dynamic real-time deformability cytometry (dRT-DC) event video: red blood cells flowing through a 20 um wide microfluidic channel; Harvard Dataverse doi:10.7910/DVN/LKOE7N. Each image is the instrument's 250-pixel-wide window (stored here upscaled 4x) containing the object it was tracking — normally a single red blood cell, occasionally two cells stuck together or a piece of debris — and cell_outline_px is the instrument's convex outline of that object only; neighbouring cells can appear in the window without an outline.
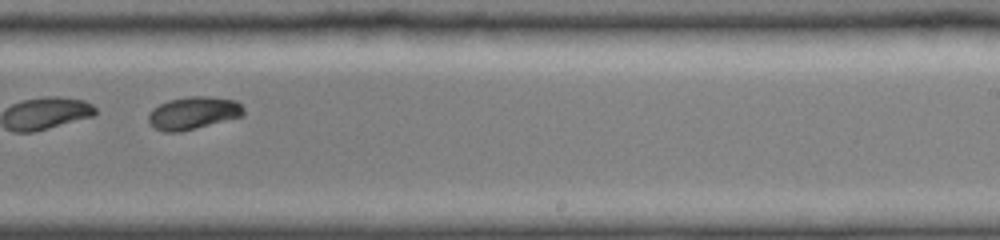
{"species": "common noctule bat (a hibernating species)", "species_latin": "Nyctalus noctula", "temperature_condition": "cold", "stored_images_in_passage": 38, "camera_frame_rate_fps": 3000, "um_per_image_px": 0.085, "animal": {"sex": "female", "body_mass_g": 19.0, "forearm_length_mm": 51.5}, "frame": {"image": 1, "passage_image": 31, "time_ms": 10.0, "image_size_px": [1000, 240], "cell_outline_px": [[244, 116], [196, 128], [172, 132], [168, 132], [156, 128], [148, 120], [148, 116], [152, 108], [168, 100], [188, 96], [208, 96], [236, 100], [244, 108]], "centroid_in_image_um": [16.47, 9.58], "position_along_channel_um": 272.5, "area_um2": 17.98}}